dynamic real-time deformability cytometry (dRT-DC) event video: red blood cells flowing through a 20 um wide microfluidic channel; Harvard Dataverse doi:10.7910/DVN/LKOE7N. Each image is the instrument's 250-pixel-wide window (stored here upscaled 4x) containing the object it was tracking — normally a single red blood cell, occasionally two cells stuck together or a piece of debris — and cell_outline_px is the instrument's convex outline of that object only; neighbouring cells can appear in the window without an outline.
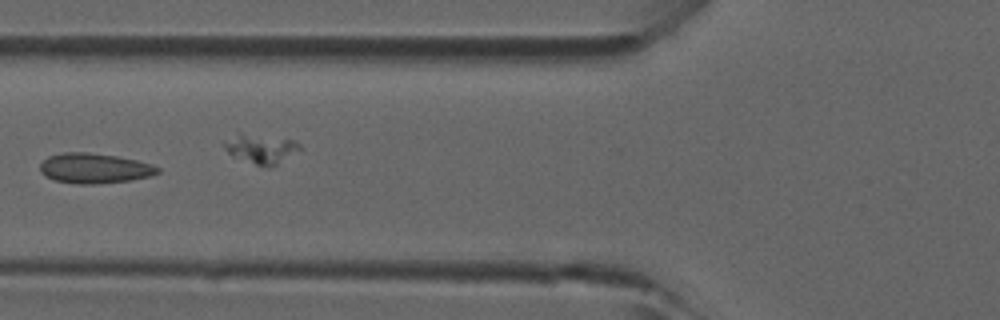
{"species": "common noctule bat (a hibernating species)", "species_latin": "Nyctalus noctula", "temperature_condition": "room temperature", "stored_images_in_passage": 7, "camera_frame_rate_fps": 3000, "um_per_image_px": 0.085, "animal": {"sex": "male", "forearm_length_mm": 52.5}, "frame": {"image": 1, "passage_image": 6, "time_ms": 1.667, "image_size_px": [1000, 320], "cell_outline_px": [[160, 172], [152, 176], [132, 180], [92, 184], [76, 184], [56, 180], [44, 176], [40, 172], [40, 164], [48, 156], [64, 152], [84, 152], [116, 156], [136, 160], [152, 164], [160, 168]], "centroid_in_image_um": [8.04, 14.31], "position_along_channel_um": 117.8, "area_um2": 20.63}}
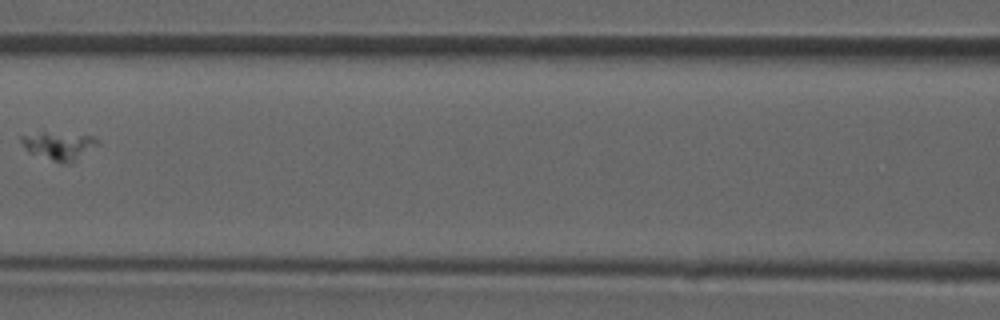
{"frame": {"image": 2, "passage_image": 7, "time_ms": 2.0, "image_size_px": [1000, 320], "cell_outline_px": [[100, 144], [72, 160], [56, 160], [28, 152], [24, 148], [20, 140], [20, 136], [44, 132], [96, 136]], "centroid_in_image_um": [4.99, 12.32], "position_along_channel_um": 161.6, "area_um2": 11.68}}